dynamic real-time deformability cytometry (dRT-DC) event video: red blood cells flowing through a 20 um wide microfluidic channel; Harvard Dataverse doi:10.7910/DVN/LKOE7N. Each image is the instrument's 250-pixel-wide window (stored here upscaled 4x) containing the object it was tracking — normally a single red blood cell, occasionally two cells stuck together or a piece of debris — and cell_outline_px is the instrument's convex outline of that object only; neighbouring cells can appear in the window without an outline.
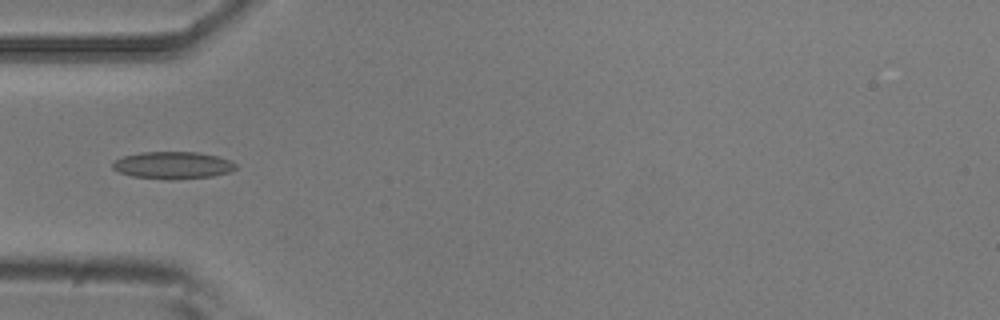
{"species": "common noctule bat (a hibernating species)", "species_latin": "Nyctalus noctula", "temperature_condition": "room temperature", "stored_images_in_passage": 7, "camera_frame_rate_fps": 3000, "um_per_image_px": 0.085, "animal": {"sex": "male", "body_mass_g": 20.5, "forearm_length_mm": 52.5}, "frame": {"image": 1, "passage_image": 4, "time_ms": 1.0, "image_size_px": [1000, 320], "cell_outline_px": [[236, 168], [232, 172], [212, 176], [176, 180], [168, 180], [132, 176], [120, 172], [112, 168], [112, 164], [116, 160], [124, 156], [140, 152], [196, 152], [216, 156], [232, 160], [236, 164]], "centroid_in_image_um": [14.72, 14.05], "position_along_channel_um": 70.3, "area_um2": 19.65}}
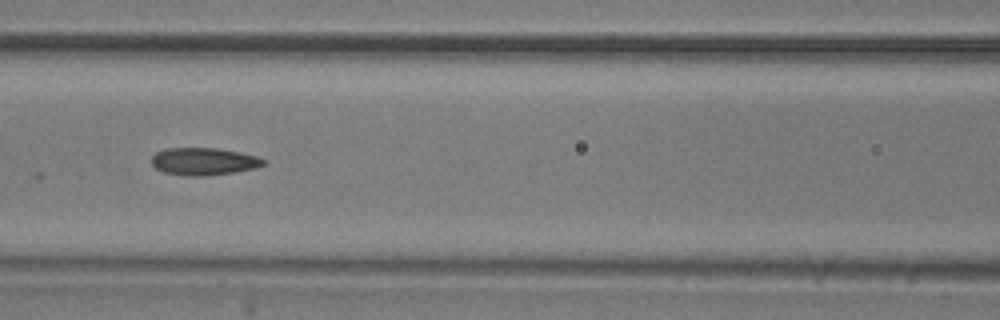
{"frame": {"image": 2, "passage_image": 6, "time_ms": 1.667, "image_size_px": [1000, 320], "cell_outline_px": [[264, 164], [256, 168], [208, 176], [188, 176], [164, 172], [156, 168], [152, 164], [152, 156], [156, 152], [164, 148], [216, 148], [240, 152], [256, 156], [264, 160]], "centroid_in_image_um": [17.29, 13.72], "position_along_channel_um": 149.3, "area_um2": 17.8}}
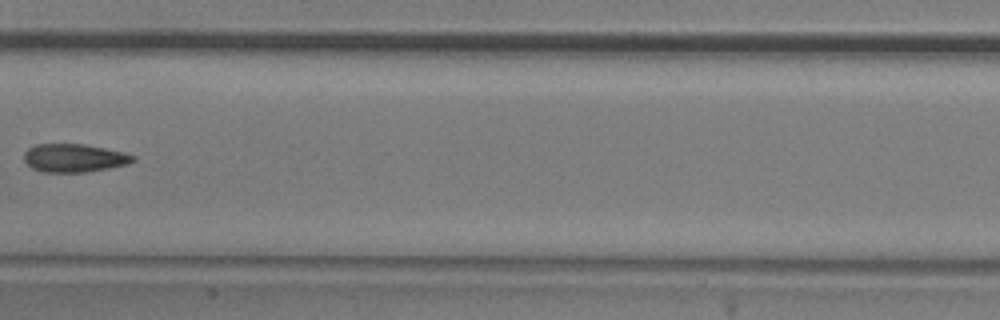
{"frame": {"image": 3, "passage_image": 7, "time_ms": 2.0, "image_size_px": [1000, 320], "cell_outline_px": [[136, 160], [128, 164], [88, 172], [44, 172], [32, 168], [24, 160], [24, 152], [28, 148], [36, 144], [84, 144], [124, 152], [136, 156]], "centroid_in_image_um": [6.32, 13.43], "position_along_channel_um": 201.1, "area_um2": 17.98}}